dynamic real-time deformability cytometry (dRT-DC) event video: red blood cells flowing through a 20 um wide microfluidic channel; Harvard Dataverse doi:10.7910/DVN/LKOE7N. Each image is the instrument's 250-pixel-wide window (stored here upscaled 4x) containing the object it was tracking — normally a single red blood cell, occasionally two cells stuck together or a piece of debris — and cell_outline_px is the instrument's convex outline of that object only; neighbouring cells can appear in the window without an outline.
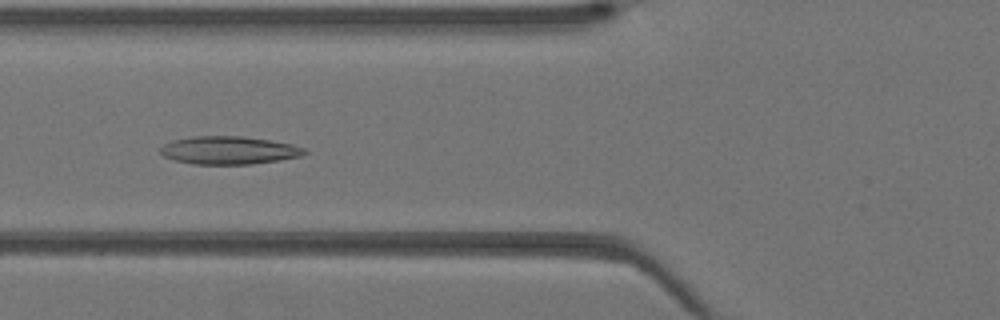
{"species": "Egyptian fruit bat (a non-hibernating species)", "species_latin": "Rousettus aegyptiacus", "temperature_condition": "warm", "stored_images_in_passage": 43, "camera_frame_rate_fps": 3000, "um_per_image_px": 0.085, "animal": {"sex": "female"}, "frame": {"image": 1, "passage_image": 17, "time_ms": 5.333, "image_size_px": [1000, 320], "cell_outline_px": [[308, 152], [300, 156], [252, 164], [192, 164], [172, 160], [164, 156], [160, 152], [160, 148], [164, 144], [172, 140], [192, 136], [244, 136], [292, 144], [308, 148]], "centroid_in_image_um": [19.44, 12.77], "position_along_channel_um": 106.4, "area_um2": 23.58}}
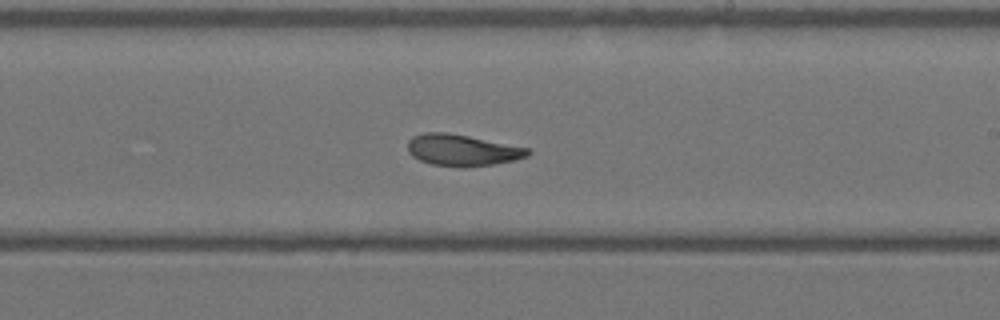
{"frame": {"image": 2, "passage_image": 26, "time_ms": 8.333, "image_size_px": [1000, 320], "cell_outline_px": [[532, 152], [528, 156], [512, 160], [492, 164], [464, 168], [460, 168], [432, 164], [420, 160], [412, 156], [408, 152], [408, 140], [412, 136], [424, 132], [448, 132], [528, 148]], "centroid_in_image_um": [39.25, 12.76], "position_along_channel_um": 249.8, "area_um2": 22.02}}
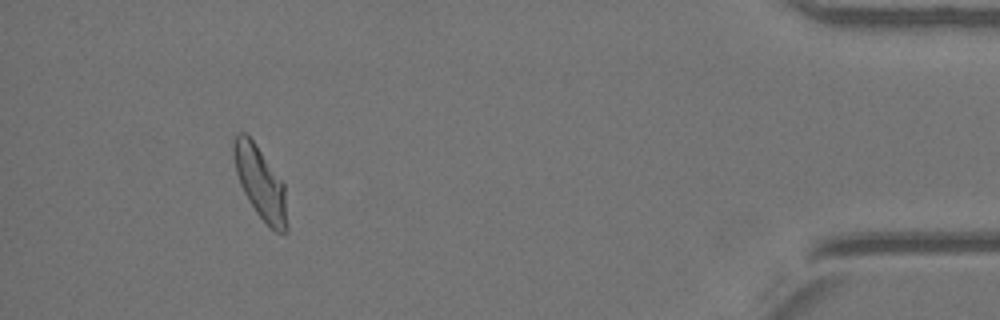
{"frame": {"image": 3, "passage_image": 40, "time_ms": 13.0, "image_size_px": [1000, 320], "cell_outline_px": [[288, 232], [276, 232], [256, 212], [248, 200], [240, 184], [236, 172], [232, 156], [232, 140], [236, 132], [244, 132], [256, 144], [284, 184], [288, 228]], "centroid_in_image_um": [22.1, 15.5], "position_along_channel_um": 413.1, "area_um2": 22.43}}